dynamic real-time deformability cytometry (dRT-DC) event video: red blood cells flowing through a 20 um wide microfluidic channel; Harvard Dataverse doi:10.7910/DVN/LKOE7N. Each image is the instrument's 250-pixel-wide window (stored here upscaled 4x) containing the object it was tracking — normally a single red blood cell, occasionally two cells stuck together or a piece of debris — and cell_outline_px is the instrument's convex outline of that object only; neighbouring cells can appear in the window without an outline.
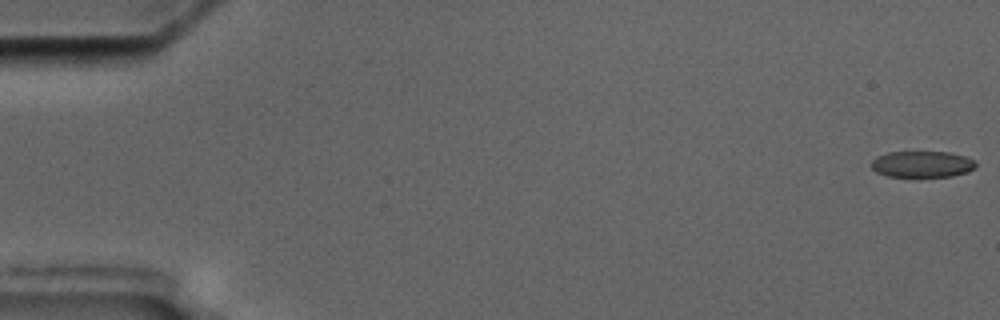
{"species": "common noctule bat (a hibernating species)", "species_latin": "Nyctalus noctula", "temperature_condition": "cold", "stored_images_in_passage": 7, "camera_frame_rate_fps": 3000, "um_per_image_px": 0.085, "animal": {"sex": "male", "body_mass_g": 17.5, "forearm_length_mm": 52.3}, "frame": {"image": 1, "passage_image": 1, "time_ms": 0.0, "image_size_px": [1000, 320], "cell_outline_px": [[976, 168], [968, 172], [952, 176], [888, 176], [876, 172], [872, 168], [872, 160], [876, 156], [888, 152], [948, 152], [964, 156], [972, 160], [976, 164]], "centroid_in_image_um": [78.37, 13.95], "position_along_channel_um": 6.6, "area_um2": 15.9}}
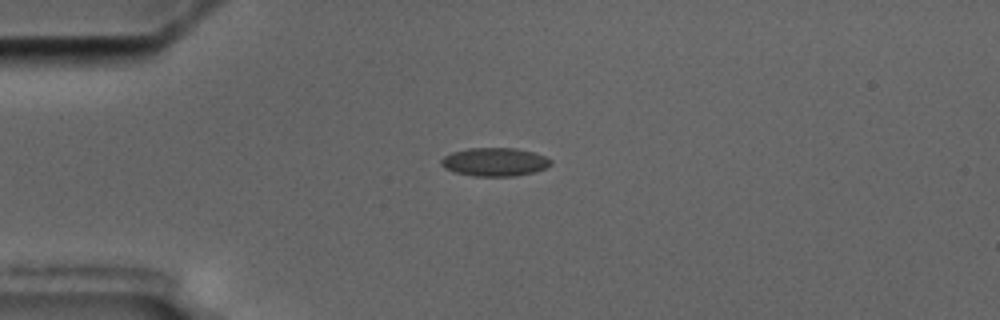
{"frame": {"image": 2, "passage_image": 5, "time_ms": 4.667, "image_size_px": [1000, 320], "cell_outline_px": [[552, 164], [544, 168], [532, 172], [516, 176], [472, 176], [452, 172], [444, 168], [440, 164], [440, 160], [444, 156], [452, 152], [468, 148], [516, 148], [532, 152], [544, 156], [552, 160]], "centroid_in_image_um": [42.0, 13.77], "position_along_channel_um": 43.0, "area_um2": 18.21}}
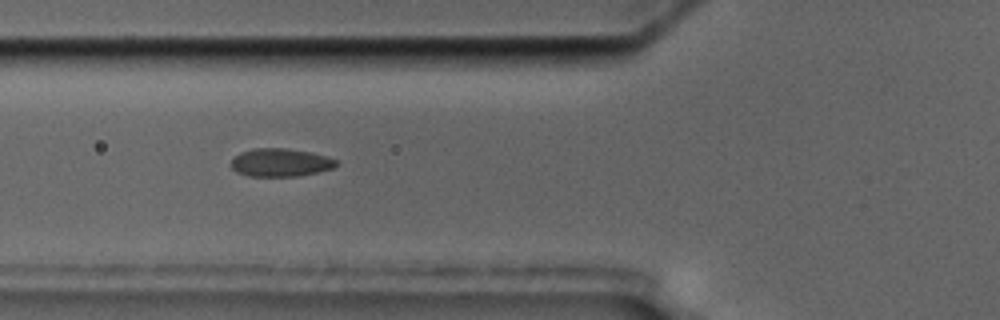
{"frame": {"image": 3, "passage_image": 7, "time_ms": 7.0, "image_size_px": [1000, 320], "cell_outline_px": [[336, 168], [300, 176], [248, 176], [236, 172], [232, 168], [232, 160], [240, 152], [252, 148], [288, 148], [308, 152], [324, 156], [336, 160]], "centroid_in_image_um": [23.82, 13.82], "position_along_channel_um": 102.0, "area_um2": 17.17}}